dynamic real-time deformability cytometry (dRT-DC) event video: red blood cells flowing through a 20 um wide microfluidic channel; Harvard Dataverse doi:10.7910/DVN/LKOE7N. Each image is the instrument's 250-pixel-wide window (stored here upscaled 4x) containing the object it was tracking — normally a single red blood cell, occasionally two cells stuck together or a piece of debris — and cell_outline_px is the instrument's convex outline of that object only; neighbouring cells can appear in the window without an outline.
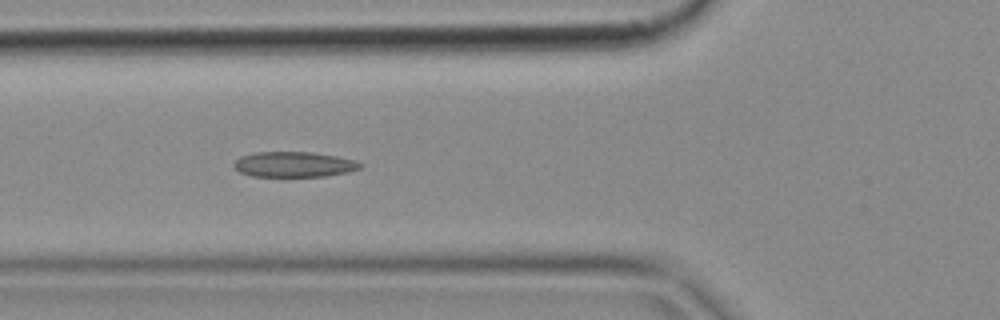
{"species": "common noctule bat (a hibernating species)", "species_latin": "Nyctalus noctula", "temperature_condition": "cold", "stored_images_in_passage": 5, "camera_frame_rate_fps": 3000, "um_per_image_px": 0.085, "animal": {"sex": "female", "body_mass_g": 18.4}, "frame": {"image": 1, "passage_image": 5, "time_ms": 1.333, "image_size_px": [1000, 320], "cell_outline_px": [[364, 164], [360, 168], [348, 172], [324, 176], [252, 176], [240, 172], [232, 164], [240, 156], [256, 152], [312, 152], [336, 156], [352, 160]], "centroid_in_image_um": [24.97, 13.97], "position_along_channel_um": 100.8, "area_um2": 18.5}}